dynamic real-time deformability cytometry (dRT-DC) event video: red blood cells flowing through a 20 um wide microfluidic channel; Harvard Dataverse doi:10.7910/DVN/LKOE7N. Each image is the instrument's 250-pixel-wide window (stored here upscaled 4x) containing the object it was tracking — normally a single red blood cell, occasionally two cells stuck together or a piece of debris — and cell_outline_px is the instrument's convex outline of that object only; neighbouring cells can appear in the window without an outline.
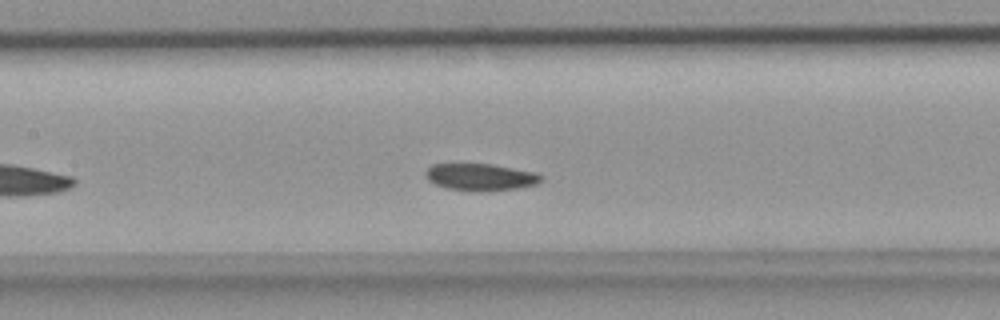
{"species": "common noctule bat (a hibernating species)", "species_latin": "Nyctalus noctula", "temperature_condition": "room temperature", "stored_images_in_passage": 31, "camera_frame_rate_fps": 3000, "um_per_image_px": 0.085, "animal": {"sex": "female", "body_mass_g": 18.4}, "frame": {"image": 1, "passage_image": 12, "time_ms": 3.667, "image_size_px": [1000, 320], "cell_outline_px": [[544, 176], [536, 184], [516, 188], [488, 192], [472, 192], [444, 188], [428, 180], [424, 172], [432, 164], [492, 164], [536, 172]], "centroid_in_image_um": [40.83, 15.06], "position_along_channel_um": 166.6, "area_um2": 18.44}}
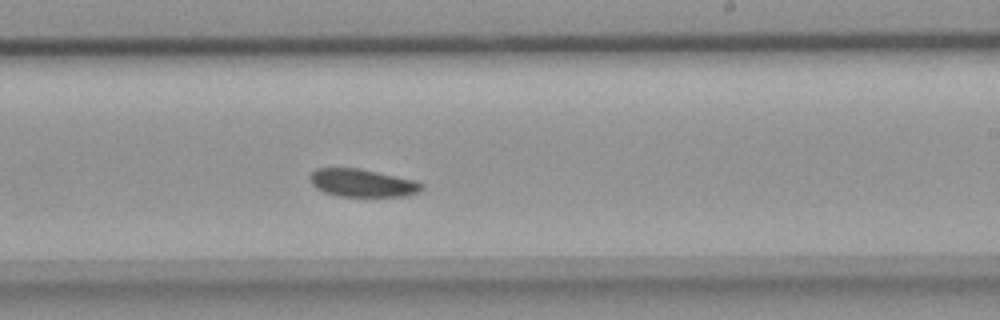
{"frame": {"image": 2, "passage_image": 18, "time_ms": 5.667, "image_size_px": [1000, 320], "cell_outline_px": [[424, 188], [420, 192], [408, 196], [336, 196], [324, 192], [316, 188], [312, 184], [308, 176], [316, 168], [360, 168], [416, 180], [424, 184]], "centroid_in_image_um": [30.82, 15.55], "position_along_channel_um": 258.2, "area_um2": 18.38}}
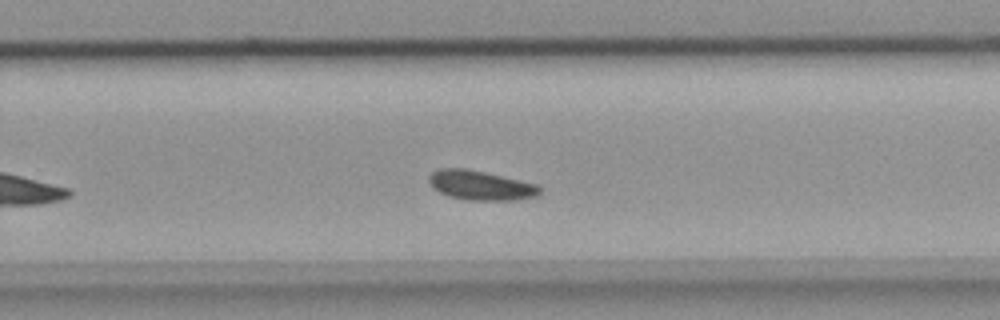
{"frame": {"image": 3, "passage_image": 20, "time_ms": 6.333, "image_size_px": [1000, 320], "cell_outline_px": [[540, 192], [536, 196], [516, 200], [468, 200], [448, 196], [432, 188], [428, 180], [428, 176], [432, 172], [440, 168], [468, 168], [540, 184]], "centroid_in_image_um": [40.85, 15.74], "position_along_channel_um": 288.9, "area_um2": 19.31}}